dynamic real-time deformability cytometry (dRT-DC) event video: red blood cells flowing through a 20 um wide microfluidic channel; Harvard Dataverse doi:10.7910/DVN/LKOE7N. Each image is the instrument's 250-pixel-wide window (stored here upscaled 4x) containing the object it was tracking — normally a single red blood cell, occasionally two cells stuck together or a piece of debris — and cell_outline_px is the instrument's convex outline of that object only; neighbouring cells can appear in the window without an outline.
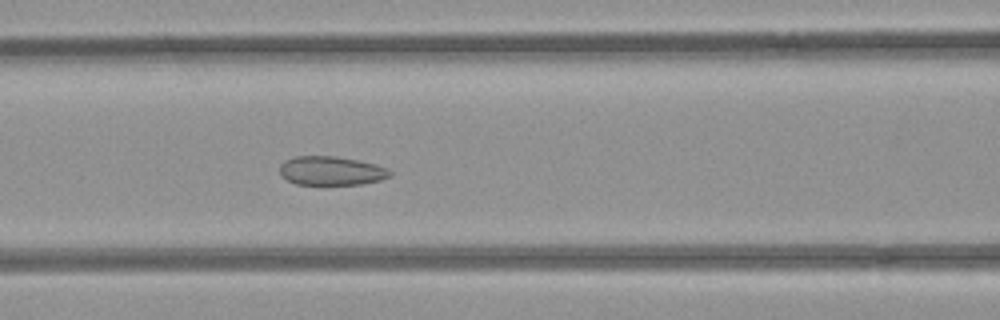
{"species": "common noctule bat (a hibernating species)", "species_latin": "Nyctalus noctula", "temperature_condition": "room temperature", "stored_images_in_passage": 47, "camera_frame_rate_fps": 3000, "um_per_image_px": 0.085, "animal": {"sex": "female", "body_mass_g": 21.9}, "frame": {"image": 1, "passage_image": 17, "time_ms": 5.333, "image_size_px": [1000, 320], "cell_outline_px": [[392, 176], [380, 180], [360, 184], [296, 184], [280, 176], [280, 164], [284, 160], [296, 156], [336, 156], [376, 164], [388, 168], [392, 172]], "centroid_in_image_um": [28.15, 14.51], "position_along_channel_um": 138.4, "area_um2": 18.61}}
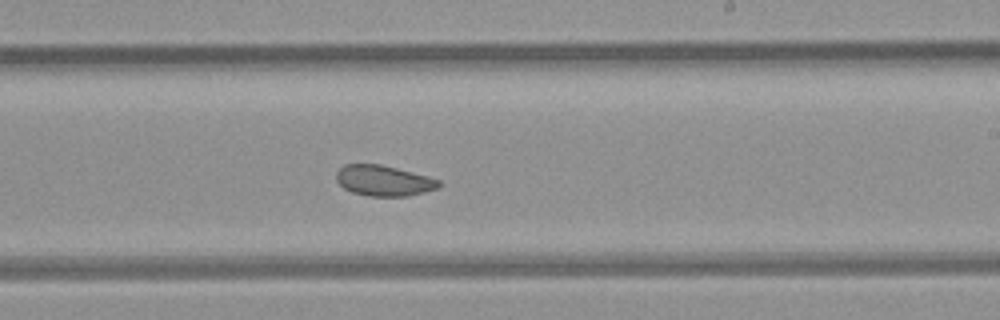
{"frame": {"image": 2, "passage_image": 26, "time_ms": 8.333, "image_size_px": [1000, 320], "cell_outline_px": [[444, 184], [440, 188], [424, 192], [404, 196], [368, 196], [352, 192], [344, 188], [336, 180], [336, 172], [344, 164], [380, 164], [428, 176], [440, 180]], "centroid_in_image_um": [32.64, 15.35], "position_along_channel_um": 256.4, "area_um2": 18.38}}
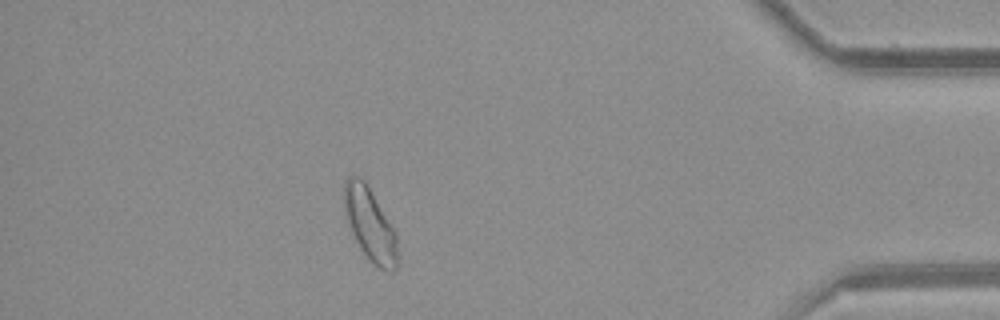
{"frame": {"image": 3, "passage_image": 41, "time_ms": 13.333, "image_size_px": [1000, 320], "cell_outline_px": [[396, 268], [392, 272], [380, 268], [372, 264], [368, 260], [360, 248], [348, 224], [344, 208], [344, 184], [348, 176], [360, 176], [364, 180], [396, 232]], "centroid_in_image_um": [31.43, 19.07], "position_along_channel_um": 403.8, "area_um2": 22.31}, "authors_computed_cell_mechanics": {"area_um2": 20.9236, "velocity_mm_per_s": 3.9438, "shape_relaxation_time_tau1_ms": null, "shape_relaxation_time_tau2_ms": 1.5352, "deformation_change_tau1": null, "deformation_change_tau2": 0.0696}}